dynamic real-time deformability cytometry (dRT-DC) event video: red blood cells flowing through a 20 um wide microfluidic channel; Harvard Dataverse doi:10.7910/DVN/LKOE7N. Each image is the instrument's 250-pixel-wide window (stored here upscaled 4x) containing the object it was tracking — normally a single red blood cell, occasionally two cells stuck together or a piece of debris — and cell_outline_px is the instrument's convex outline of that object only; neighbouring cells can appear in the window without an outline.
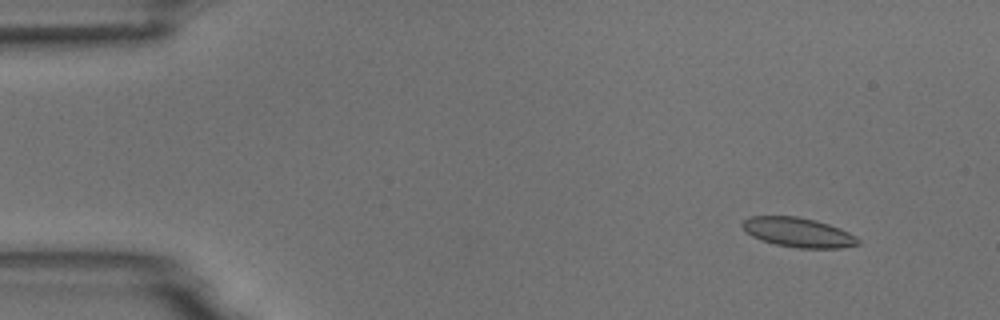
{"species": "common noctule bat (a hibernating species)", "species_latin": "Nyctalus noctula", "temperature_condition": "room temperature", "stored_images_in_passage": 5, "camera_frame_rate_fps": 3000, "um_per_image_px": 0.085, "animal": {"sex": "male", "body_mass_g": 18.8}, "frame": {"image": 1, "passage_image": 2, "time_ms": 1.0, "image_size_px": [1000, 320], "cell_outline_px": [[860, 244], [840, 248], [800, 248], [776, 244], [752, 236], [740, 224], [744, 220], [752, 216], [796, 216], [816, 220], [840, 228], [856, 236], [860, 240]], "centroid_in_image_um": [67.88, 19.75], "position_along_channel_um": 17.1, "area_um2": 19.71}}
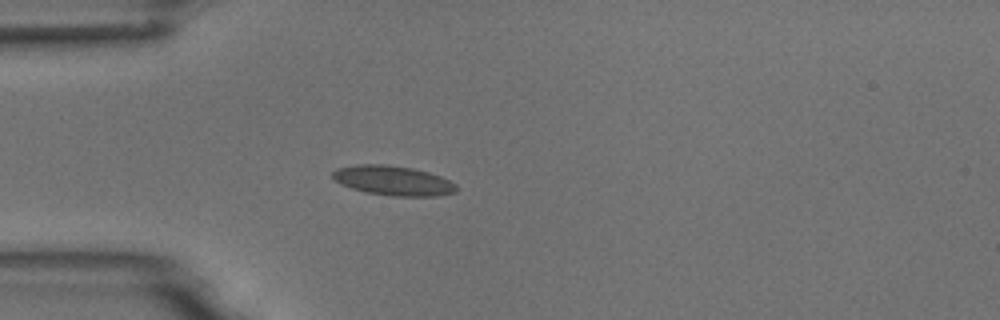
{"frame": {"image": 2, "passage_image": 5, "time_ms": 4.333, "image_size_px": [1000, 320], "cell_outline_px": [[456, 192], [436, 196], [392, 196], [364, 192], [340, 184], [332, 176], [332, 172], [336, 168], [356, 164], [388, 164], [412, 168], [428, 172], [440, 176], [456, 184]], "centroid_in_image_um": [33.39, 15.34], "position_along_channel_um": 51.6, "area_um2": 21.44}}